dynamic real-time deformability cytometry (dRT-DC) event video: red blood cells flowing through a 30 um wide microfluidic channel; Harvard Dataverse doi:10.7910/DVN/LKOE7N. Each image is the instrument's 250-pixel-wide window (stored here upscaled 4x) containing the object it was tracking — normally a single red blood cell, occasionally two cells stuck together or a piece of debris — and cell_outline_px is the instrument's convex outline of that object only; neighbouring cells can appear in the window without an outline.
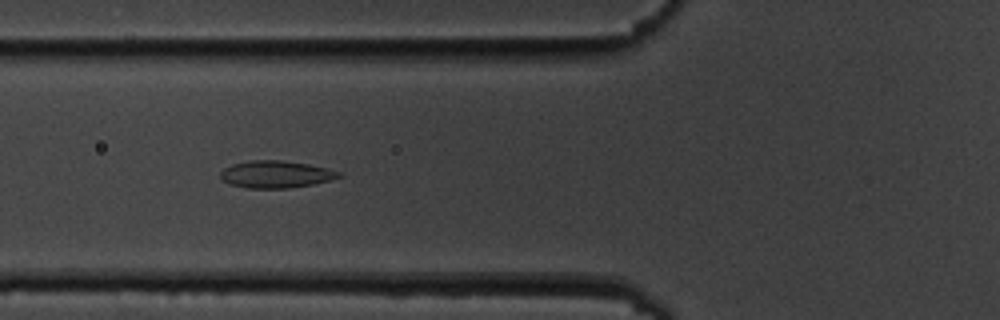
{"species": "common noctule bat (a hibernating species)", "species_latin": "Nyctalus noctula", "temperature_condition": "cold", "stored_images_in_passage": 48, "camera_frame_rate_fps": 3000, "um_per_image_px": 0.085, "animal": {"sex": "male", "body_mass_g": 19.5, "forearm_length_mm": 54.6}, "frame": {"image": 1, "passage_image": 16, "time_ms": 5.0, "image_size_px": [1000, 320], "cell_outline_px": [[340, 176], [332, 180], [312, 184], [288, 188], [248, 188], [232, 184], [224, 180], [220, 176], [220, 172], [224, 168], [232, 164], [252, 160], [280, 160], [308, 164], [340, 172]], "centroid_in_image_um": [23.43, 14.81], "position_along_channel_um": 102.4, "area_um2": 18.44}}
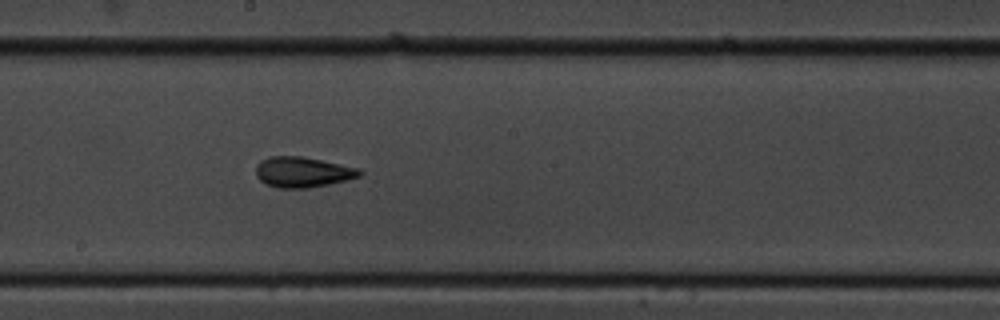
{"frame": {"image": 2, "passage_image": 26, "time_ms": 8.333, "image_size_px": [1000, 320], "cell_outline_px": [[364, 172], [360, 176], [328, 184], [308, 188], [280, 188], [268, 184], [260, 180], [256, 176], [256, 164], [260, 160], [268, 156], [300, 156], [360, 168]], "centroid_in_image_um": [25.71, 14.62], "position_along_channel_um": 222.5, "area_um2": 18.32}}
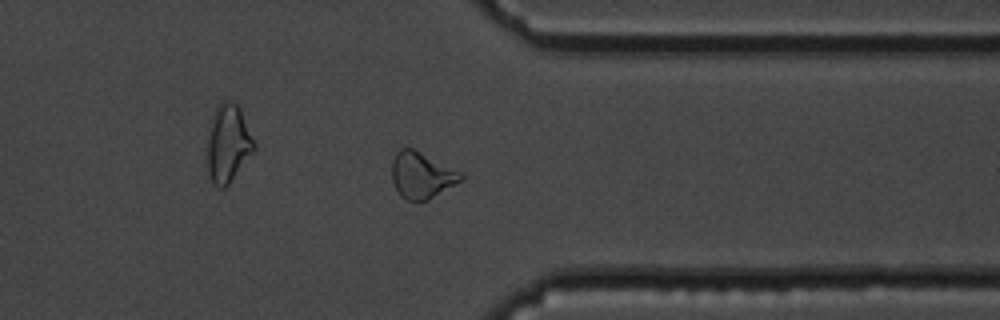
{"frame": {"image": 3, "passage_image": 39, "time_ms": 12.667, "image_size_px": [1000, 320], "cell_outline_px": [[464, 176], [460, 180], [428, 200], [404, 200], [400, 196], [392, 180], [392, 160], [396, 152], [400, 148], [412, 148], [464, 172]], "centroid_in_image_um": [35.83, 14.88], "position_along_channel_um": 375.6, "area_um2": 18.55}}